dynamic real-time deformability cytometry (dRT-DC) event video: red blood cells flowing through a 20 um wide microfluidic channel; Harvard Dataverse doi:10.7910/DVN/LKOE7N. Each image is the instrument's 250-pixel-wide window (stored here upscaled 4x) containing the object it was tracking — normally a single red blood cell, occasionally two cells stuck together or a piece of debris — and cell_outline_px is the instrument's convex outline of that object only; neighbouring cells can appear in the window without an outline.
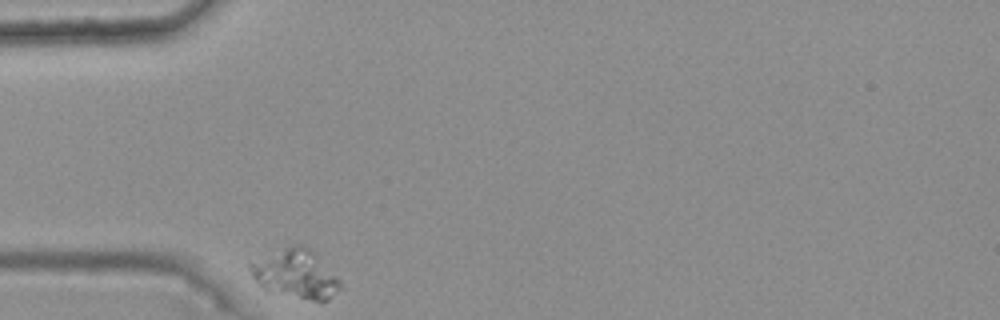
{"species": "common noctule bat (a hibernating species)", "species_latin": "Nyctalus noctula", "temperature_condition": "warm", "stored_images_in_passage": 35, "camera_frame_rate_fps": 3000, "um_per_image_px": 0.085, "animal": {"sex": "female", "body_mass_g": 25.1}, "frame": {"image": 1, "passage_image": 1, "time_ms": 0.0, "image_size_px": [1000, 320], "cell_outline_px": [[344, 288], [328, 300], [312, 300], [268, 292], [256, 284], [248, 268], [248, 264], [292, 244], [300, 244], [308, 248], [344, 284]], "centroid_in_image_um": [25.13, 23.32], "position_along_channel_um": 59.9, "area_um2": 25.43}}
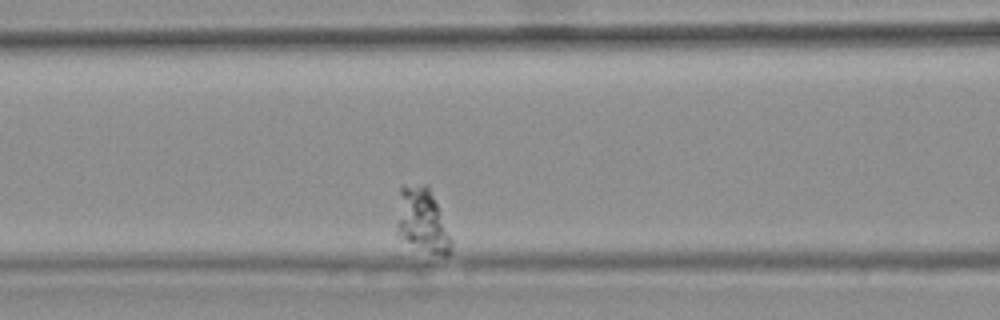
{"frame": {"image": 2, "passage_image": 10, "time_ms": 3.0, "image_size_px": [1000, 320], "cell_outline_px": [[452, 252], [448, 256], [444, 256], [432, 252], [400, 240], [396, 232], [396, 224], [400, 184], [424, 184], [428, 188], [436, 204], [452, 240]], "centroid_in_image_um": [35.84, 18.74], "position_along_channel_um": 130.8, "area_um2": 20.29}}
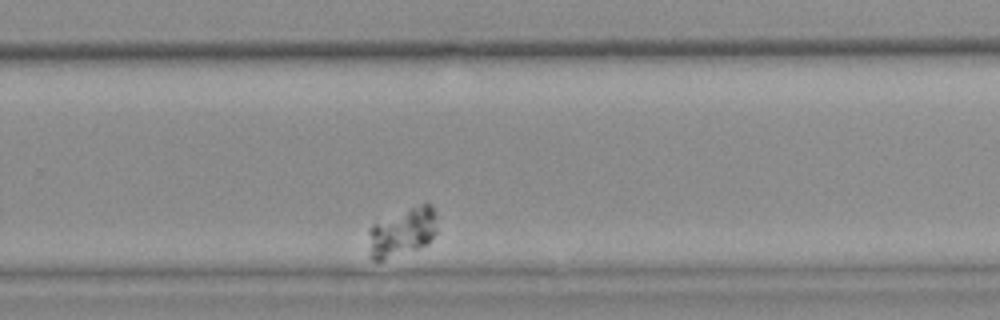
{"frame": {"image": 3, "passage_image": 27, "time_ms": 8.667, "image_size_px": [1000, 320], "cell_outline_px": [[436, 232], [428, 244], [380, 260], [372, 260], [368, 256], [368, 228], [372, 224], [428, 200], [432, 204], [436, 212]], "centroid_in_image_um": [34.19, 19.7], "position_along_channel_um": 295.6, "area_um2": 19.48}}